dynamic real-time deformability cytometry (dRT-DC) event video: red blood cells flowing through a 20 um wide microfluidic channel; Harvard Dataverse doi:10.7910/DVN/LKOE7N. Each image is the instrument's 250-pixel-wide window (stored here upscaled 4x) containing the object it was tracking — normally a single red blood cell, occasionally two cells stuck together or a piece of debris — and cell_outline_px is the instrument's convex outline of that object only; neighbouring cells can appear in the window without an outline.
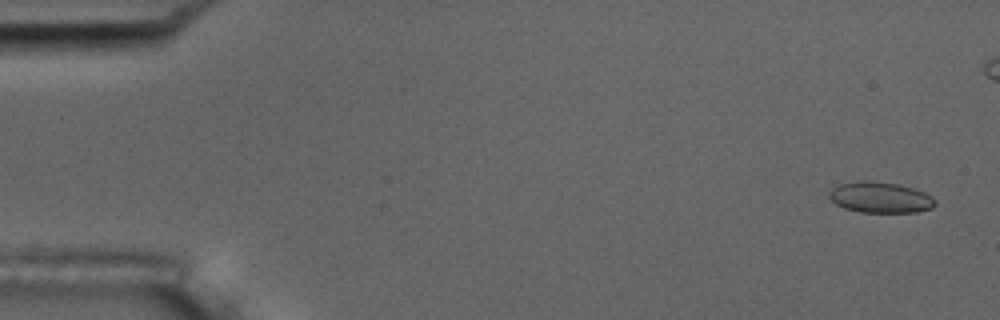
{"species": "common noctule bat (a hibernating species)", "species_latin": "Nyctalus noctula", "temperature_condition": "room temperature", "stored_images_in_passage": 50, "camera_frame_rate_fps": 3000, "um_per_image_px": 0.085, "animal": {"sex": "male", "body_mass_g": 17.5, "forearm_length_mm": 52.3}, "frame": {"image": 1, "passage_image": 3, "time_ms": 0.667, "image_size_px": [1000, 320], "cell_outline_px": [[936, 204], [932, 208], [916, 212], [860, 212], [844, 208], [836, 204], [828, 196], [828, 192], [832, 188], [840, 184], [856, 180], [872, 180], [896, 184], [912, 188], [924, 192], [932, 196], [936, 200]], "centroid_in_image_um": [74.81, 16.77], "position_along_channel_um": 10.2, "area_um2": 19.19}}
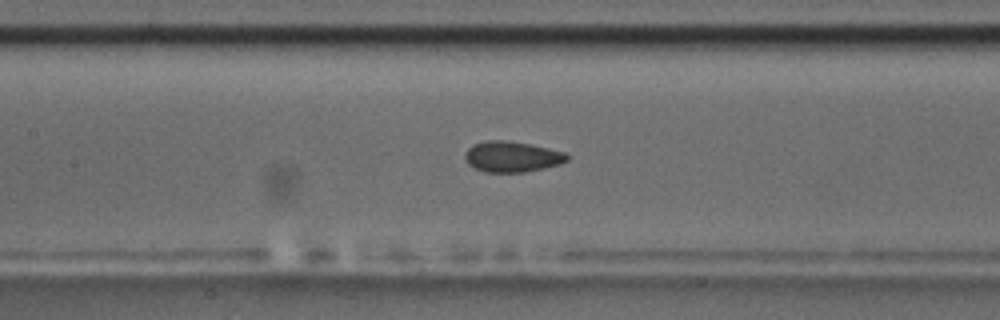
{"frame": {"image": 2, "passage_image": 26, "time_ms": 8.333, "image_size_px": [1000, 320], "cell_outline_px": [[568, 160], [560, 164], [544, 168], [524, 172], [484, 172], [468, 164], [464, 160], [464, 156], [468, 148], [472, 144], [488, 140], [508, 140], [548, 148], [564, 152], [568, 156]], "centroid_in_image_um": [43.49, 13.32], "position_along_channel_um": 163.9, "area_um2": 18.26}}
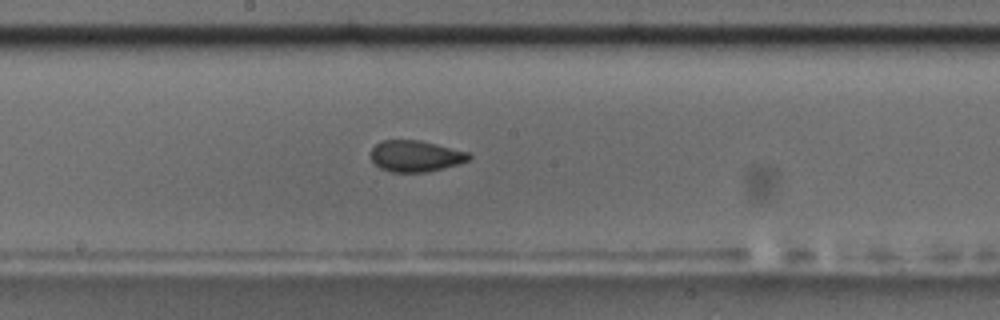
{"frame": {"image": 3, "passage_image": 30, "time_ms": 9.667, "image_size_px": [1000, 320], "cell_outline_px": [[472, 156], [468, 160], [460, 164], [428, 172], [392, 172], [380, 168], [372, 160], [372, 148], [380, 140], [420, 140], [468, 152]], "centroid_in_image_um": [35.34, 13.27], "position_along_channel_um": 212.9, "area_um2": 17.86}, "authors_computed_cell_mechanics": {"area_um2": 18.2937, "velocity_mm_per_s": 3.7093, "shape_relaxation_time_tau1_ms": null, "shape_relaxation_time_tau2_ms": 1.2081, "deformation_change_tau1": null, "deformation_change_tau2": 0.0619}}